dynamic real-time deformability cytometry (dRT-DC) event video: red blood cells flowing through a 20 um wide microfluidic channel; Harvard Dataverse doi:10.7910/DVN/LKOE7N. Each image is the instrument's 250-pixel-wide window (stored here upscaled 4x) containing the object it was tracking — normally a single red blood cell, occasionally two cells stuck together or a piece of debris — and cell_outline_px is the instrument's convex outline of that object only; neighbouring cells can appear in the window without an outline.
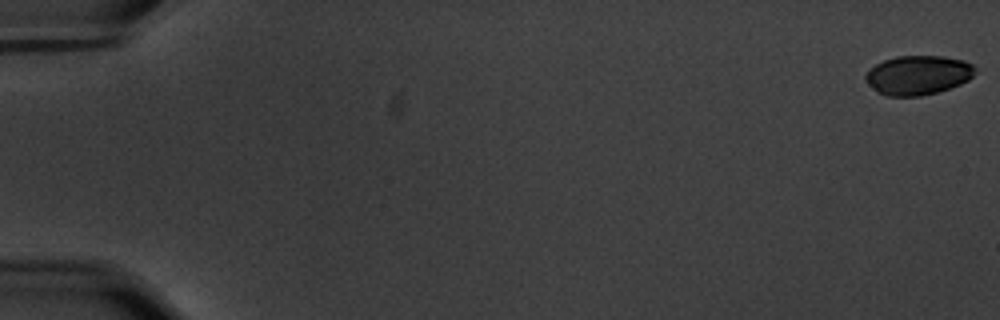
{"species": "common noctule bat (a hibernating species)", "species_latin": "Nyctalus noctula", "temperature_condition": "warm", "stored_images_in_passage": 13, "camera_frame_rate_fps": 3000, "um_per_image_px": 0.085, "animal": {"sex": "male", "body_mass_g": 20.1, "forearm_length_mm": 53.5}, "frame": {"image": 1, "passage_image": 1, "time_ms": 0.0, "image_size_px": [1000, 320], "cell_outline_px": [[976, 72], [968, 80], [960, 84], [936, 92], [920, 96], [888, 96], [876, 92], [864, 80], [864, 76], [876, 64], [884, 60], [896, 56], [944, 56], [964, 60], [972, 64], [976, 68]], "centroid_in_image_um": [78.03, 6.38], "position_along_channel_um": 7.0, "area_um2": 25.09}}